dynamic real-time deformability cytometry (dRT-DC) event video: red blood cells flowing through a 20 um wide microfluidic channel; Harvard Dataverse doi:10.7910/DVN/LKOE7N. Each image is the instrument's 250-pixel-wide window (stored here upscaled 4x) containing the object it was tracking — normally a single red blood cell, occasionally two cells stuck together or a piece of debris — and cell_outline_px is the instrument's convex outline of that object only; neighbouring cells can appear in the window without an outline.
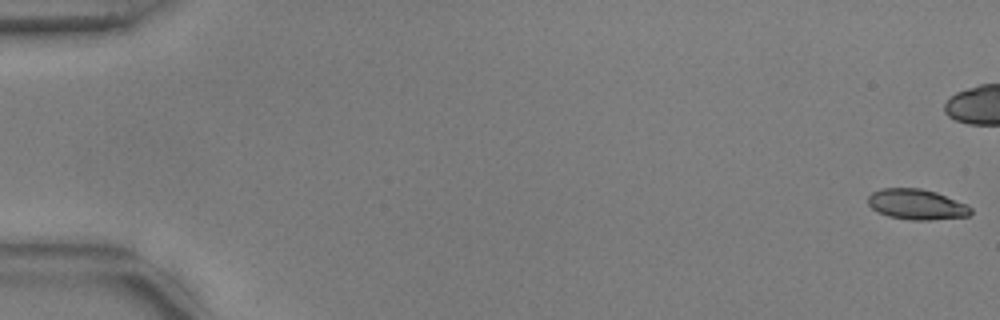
{"species": "common noctule bat (a hibernating species)", "species_latin": "Nyctalus noctula", "temperature_condition": "warm", "stored_images_in_passage": 16, "camera_frame_rate_fps": 3000, "um_per_image_px": 0.085, "animal": {"sex": "male", "body_mass_g": 17.9, "forearm_length_mm": 54.2}, "frame": {"image": 1, "passage_image": 1, "time_ms": 0.0, "image_size_px": [1000, 320], "cell_outline_px": [[972, 212], [968, 216], [928, 220], [908, 220], [888, 216], [876, 212], [868, 204], [868, 196], [872, 192], [884, 188], [920, 188], [936, 192], [964, 204], [972, 208]], "centroid_in_image_um": [77.87, 17.38], "position_along_channel_um": 7.1, "area_um2": 18.15}}